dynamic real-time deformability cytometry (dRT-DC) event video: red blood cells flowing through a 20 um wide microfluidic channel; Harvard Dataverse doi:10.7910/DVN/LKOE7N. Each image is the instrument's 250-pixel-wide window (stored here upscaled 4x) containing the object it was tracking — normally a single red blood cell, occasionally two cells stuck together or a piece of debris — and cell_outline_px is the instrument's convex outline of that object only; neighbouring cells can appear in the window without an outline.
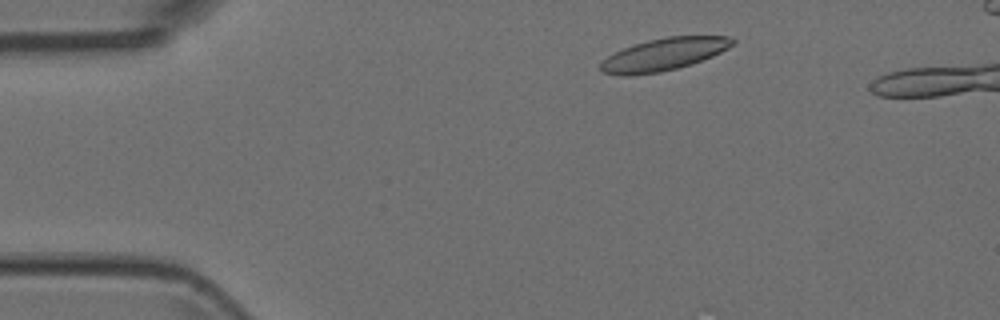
{"species": "Egyptian fruit bat (a non-hibernating species)", "species_latin": "Rousettus aegyptiacus", "temperature_condition": "room temperature", "stored_images_in_passage": 6, "segment_of_instrument_passage": [1, 2], "camera_frame_rate_fps": 3000, "um_per_image_px": 0.085, "animal": {"sex": "female"}, "frame": {"image": 1, "passage_image": 2, "time_ms": 0.333, "image_size_px": [1000, 320], "cell_outline_px": [[736, 44], [712, 56], [692, 64], [660, 72], [628, 76], [624, 76], [600, 72], [600, 64], [608, 56], [632, 44], [648, 40], [668, 36], [728, 36], [736, 40]], "centroid_in_image_um": [56.43, 4.62], "position_along_channel_um": 28.6, "area_um2": 24.91}}
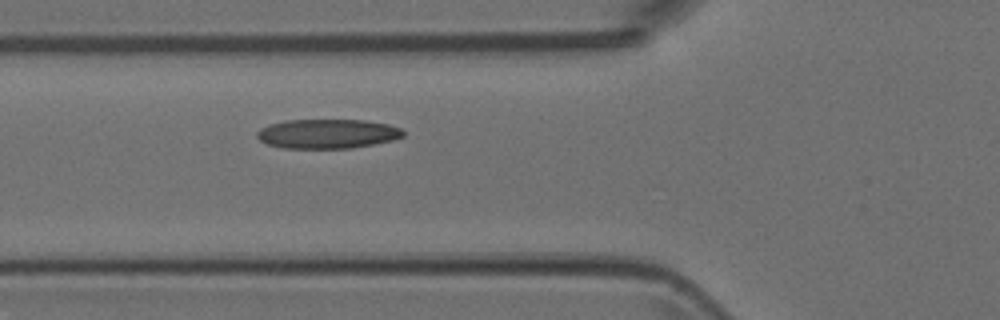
{"frame": {"image": 2, "passage_image": 5, "time_ms": 1.333, "image_size_px": [1000, 320], "cell_outline_px": [[404, 136], [392, 140], [352, 148], [284, 148], [268, 144], [260, 140], [256, 136], [256, 132], [260, 128], [268, 124], [284, 120], [364, 120], [388, 124], [400, 128], [404, 132]], "centroid_in_image_um": [27.8, 11.36], "position_along_channel_um": 98.0, "area_um2": 25.03}}